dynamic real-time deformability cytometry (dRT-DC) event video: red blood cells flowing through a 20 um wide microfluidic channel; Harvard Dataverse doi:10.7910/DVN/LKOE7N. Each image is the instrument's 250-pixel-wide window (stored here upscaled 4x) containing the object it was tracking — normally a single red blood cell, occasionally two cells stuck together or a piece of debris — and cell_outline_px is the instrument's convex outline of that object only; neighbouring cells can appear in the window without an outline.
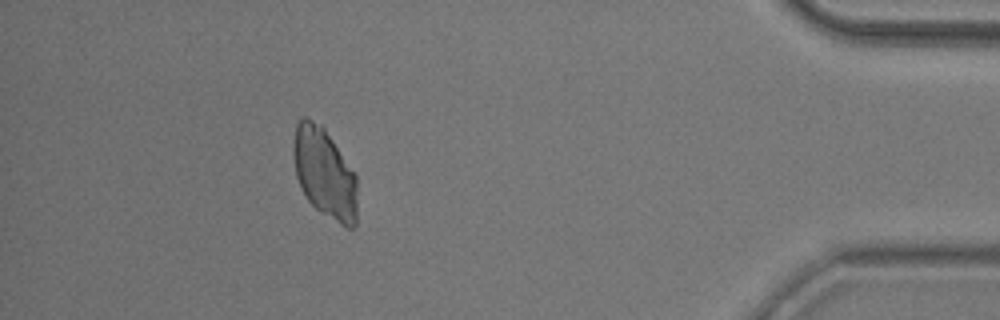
{"species": "common noctule bat (a hibernating species)", "species_latin": "Nyctalus noctula", "temperature_condition": "room temperature", "stored_images_in_passage": 38, "camera_frame_rate_fps": 3000, "um_per_image_px": 0.085, "animal": {"sex": "male", "body_mass_g": 20.5, "forearm_length_mm": 52.5}, "frame": {"image": 1, "passage_image": 33, "time_ms": 10.667, "image_size_px": [1000, 320], "cell_outline_px": [[356, 228], [348, 228], [340, 224], [320, 212], [308, 200], [300, 188], [296, 176], [292, 156], [292, 148], [296, 124], [300, 116], [304, 116], [320, 124], [324, 128], [356, 172]], "centroid_in_image_um": [27.57, 14.7], "position_along_channel_um": 407.6, "area_um2": 33.93}}